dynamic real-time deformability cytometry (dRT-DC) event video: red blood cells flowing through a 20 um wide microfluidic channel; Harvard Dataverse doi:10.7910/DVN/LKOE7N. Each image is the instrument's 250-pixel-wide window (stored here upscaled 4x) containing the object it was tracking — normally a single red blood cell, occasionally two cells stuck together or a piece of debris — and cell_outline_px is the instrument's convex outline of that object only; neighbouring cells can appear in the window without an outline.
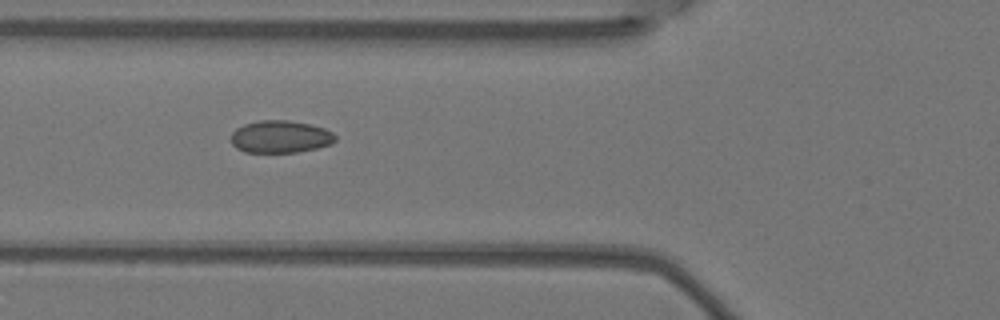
{"species": "Egyptian fruit bat (a non-hibernating species)", "species_latin": "Rousettus aegyptiacus", "temperature_condition": "warm", "stored_images_in_passage": 6, "camera_frame_rate_fps": 3000, "um_per_image_px": 0.085, "animal": {"sex": "female"}, "frame": {"image": 1, "passage_image": 3, "time_ms": 0.667, "image_size_px": [1000, 320], "cell_outline_px": [[336, 140], [332, 144], [316, 148], [296, 152], [244, 152], [236, 148], [232, 144], [232, 132], [236, 128], [244, 124], [260, 120], [288, 120], [312, 124], [324, 128], [332, 132], [336, 136]], "centroid_in_image_um": [23.84, 11.61], "position_along_channel_um": 102.0, "area_um2": 19.77}}
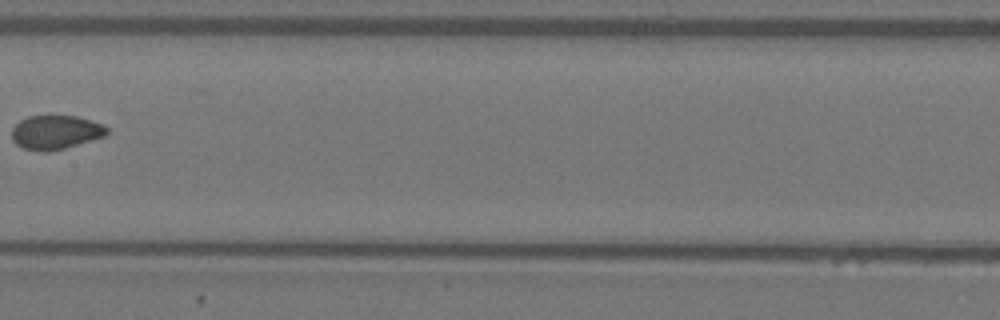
{"frame": {"image": 2, "passage_image": 5, "time_ms": 1.333, "image_size_px": [1000, 320], "cell_outline_px": [[108, 132], [104, 136], [64, 148], [48, 152], [40, 152], [24, 148], [16, 144], [12, 140], [12, 128], [20, 120], [28, 116], [76, 116], [100, 124], [108, 128]], "centroid_in_image_um": [4.68, 11.25], "position_along_channel_um": 202.7, "area_um2": 18.61}}
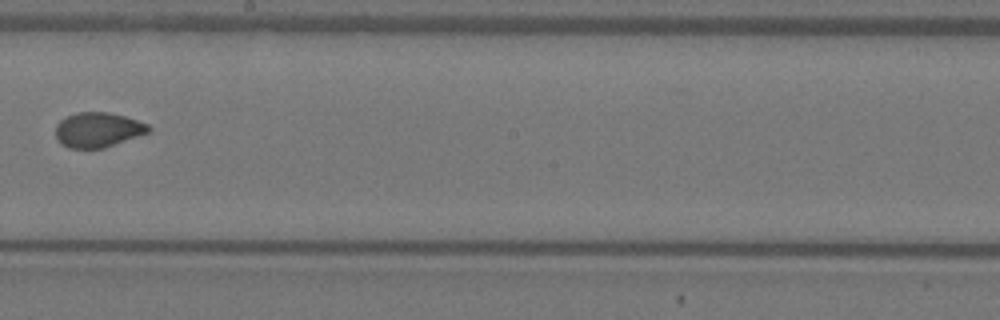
{"frame": {"image": 3, "passage_image": 6, "time_ms": 1.667, "image_size_px": [1000, 320], "cell_outline_px": [[152, 128], [148, 132], [104, 148], [68, 148], [60, 144], [56, 136], [56, 124], [60, 120], [76, 112], [108, 112], [124, 116], [148, 124]], "centroid_in_image_um": [8.29, 11.03], "position_along_channel_um": 239.9, "area_um2": 18.79}}